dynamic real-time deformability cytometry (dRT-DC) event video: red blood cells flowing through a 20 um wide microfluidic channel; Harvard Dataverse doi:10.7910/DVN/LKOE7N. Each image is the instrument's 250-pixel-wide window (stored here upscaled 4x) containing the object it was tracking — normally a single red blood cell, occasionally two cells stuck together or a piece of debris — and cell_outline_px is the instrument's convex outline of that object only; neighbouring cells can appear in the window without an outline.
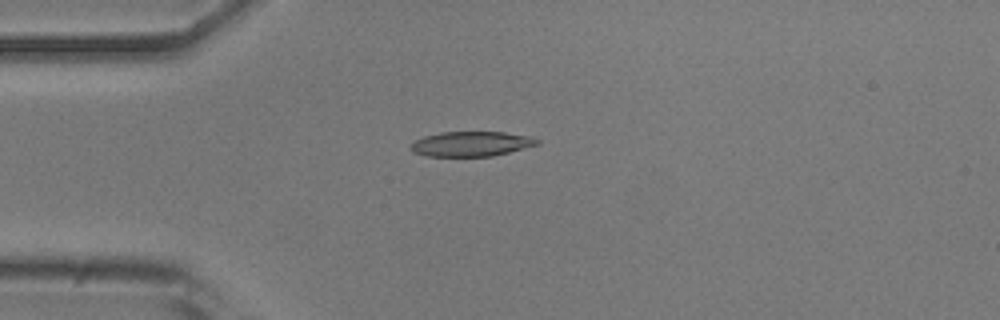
{"species": "common noctule bat (a hibernating species)", "species_latin": "Nyctalus noctula", "temperature_condition": "room temperature", "stored_images_in_passage": 16, "camera_frame_rate_fps": 3000, "um_per_image_px": 0.085, "animal": {"sex": "male", "body_mass_g": 20.5, "forearm_length_mm": 52.5}, "frame": {"image": 1, "passage_image": 13, "time_ms": 4.0, "image_size_px": [1000, 320], "cell_outline_px": [[540, 144], [492, 156], [424, 156], [412, 152], [408, 148], [416, 140], [424, 136], [440, 132], [504, 132], [532, 136], [540, 140]], "centroid_in_image_um": [40.05, 12.23], "position_along_channel_um": 44.9, "area_um2": 18.44}}